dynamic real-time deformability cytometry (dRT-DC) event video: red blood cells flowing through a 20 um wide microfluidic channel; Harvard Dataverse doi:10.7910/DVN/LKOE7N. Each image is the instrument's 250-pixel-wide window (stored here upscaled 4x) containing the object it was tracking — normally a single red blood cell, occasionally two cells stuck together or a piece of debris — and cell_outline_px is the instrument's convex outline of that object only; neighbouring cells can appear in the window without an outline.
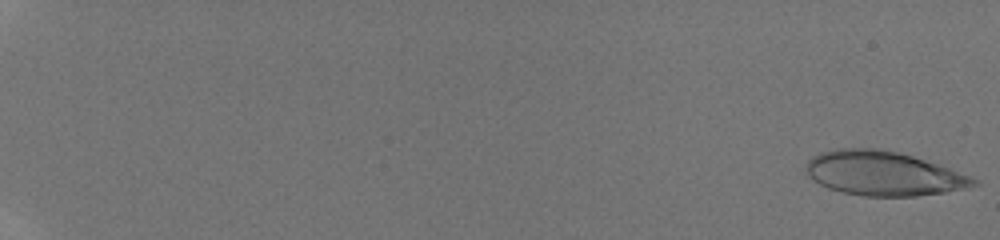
{"species": "human", "species_latin": "Homo sapiens", "temperature_condition": "room temperature", "stored_images_in_passage": 52, "camera_frame_rate_fps": 3000, "um_per_image_px": 0.085, "donor": {"sex": "male"}, "frame": {"image": 1, "passage_image": 1, "time_ms": 0.0, "image_size_px": [1000, 240], "cell_outline_px": [[980, 184], [964, 188], [944, 192], [916, 196], [864, 196], [840, 192], [828, 188], [820, 184], [808, 176], [804, 168], [808, 160], [812, 156], [820, 152], [836, 148], [876, 148], [900, 152], [972, 176]], "centroid_in_image_um": [75.03, 14.74], "position_along_channel_um": 10.0, "area_um2": 43.23}}
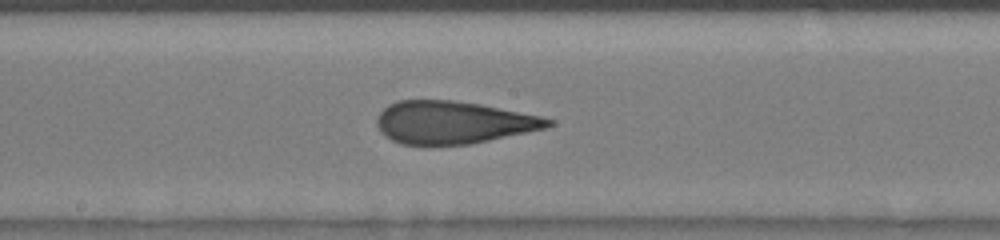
{"frame": {"image": 2, "passage_image": 32, "time_ms": 10.333, "image_size_px": [1000, 240], "cell_outline_px": [[556, 124], [548, 128], [468, 144], [400, 144], [392, 140], [380, 132], [376, 124], [376, 120], [380, 112], [388, 104], [400, 100], [452, 100], [480, 104], [544, 116], [556, 120]], "centroid_in_image_um": [38.56, 10.39], "position_along_channel_um": 209.6, "area_um2": 42.6}}
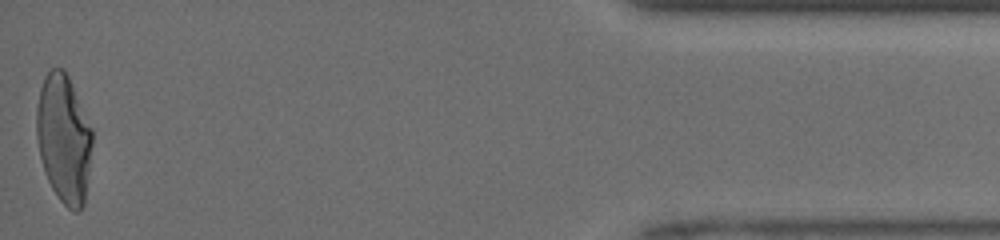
{"frame": {"image": 3, "passage_image": 52, "time_ms": 17.0, "image_size_px": [1000, 240], "cell_outline_px": [[92, 144], [84, 204], [76, 212], [72, 212], [60, 200], [52, 188], [48, 180], [40, 156], [36, 136], [36, 108], [40, 88], [44, 76], [52, 68], [64, 68], [68, 76], [92, 128]], "centroid_in_image_um": [5.41, 11.76], "position_along_channel_um": 429.8, "area_um2": 41.5}, "authors_computed_cell_mechanics": {"area_um2": 42.7142, "velocity_mm_per_s": 4.266, "shape_relaxation_time_tau1_ms": null, "shape_relaxation_time_tau2_ms": 0.9774, "deformation_change_tau1": null, "deformation_change_tau2": 0.0969}}